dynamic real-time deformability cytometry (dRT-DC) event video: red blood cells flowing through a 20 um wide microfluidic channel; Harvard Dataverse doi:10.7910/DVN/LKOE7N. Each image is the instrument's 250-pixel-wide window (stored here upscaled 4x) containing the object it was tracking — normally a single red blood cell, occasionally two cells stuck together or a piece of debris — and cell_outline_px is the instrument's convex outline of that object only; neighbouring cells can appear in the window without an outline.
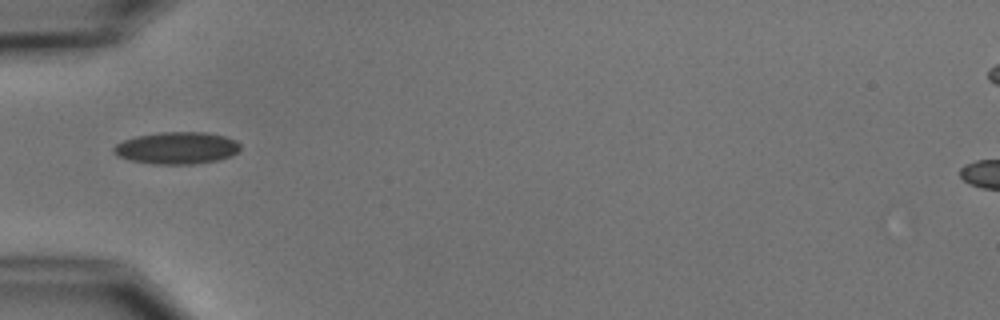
{"species": "common noctule bat (a hibernating species)", "species_latin": "Nyctalus noctula", "temperature_condition": "cold", "stored_images_in_passage": 8, "camera_frame_rate_fps": 3000, "um_per_image_px": 0.085, "animal": {"sex": "male", "body_mass_g": 15.6}, "frame": {"image": 1, "passage_image": 5, "time_ms": 5.667, "image_size_px": [1000, 320], "cell_outline_px": [[240, 148], [232, 156], [216, 160], [196, 164], [152, 164], [132, 160], [120, 156], [112, 152], [112, 148], [116, 144], [124, 140], [136, 136], [160, 132], [204, 132], [224, 136], [236, 140], [240, 144]], "centroid_in_image_um": [15.04, 12.57], "position_along_channel_um": 70.0, "area_um2": 23.58}}
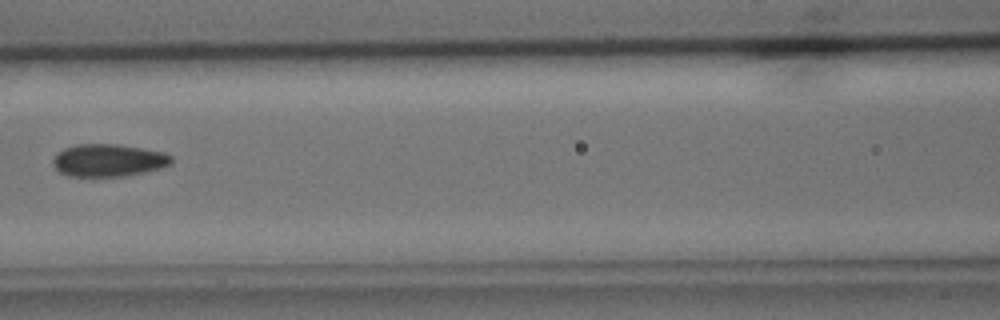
{"frame": {"image": 2, "passage_image": 7, "time_ms": 8.0, "image_size_px": [1000, 320], "cell_outline_px": [[172, 164], [160, 168], [144, 172], [124, 176], [68, 176], [60, 172], [52, 164], [52, 160], [56, 152], [64, 148], [76, 144], [116, 144], [164, 152], [172, 156]], "centroid_in_image_um": [9.19, 13.62], "position_along_channel_um": 157.4, "area_um2": 22.48}}
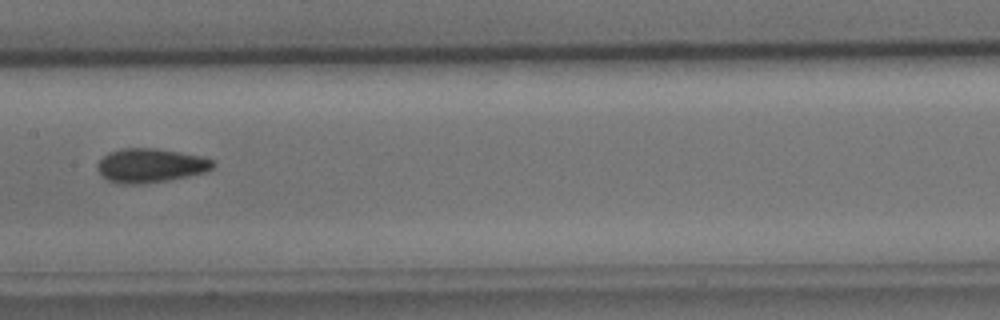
{"frame": {"image": 3, "passage_image": 8, "time_ms": 9.0, "image_size_px": [1000, 320], "cell_outline_px": [[216, 164], [212, 168], [204, 172], [164, 180], [140, 184], [120, 184], [108, 180], [96, 168], [96, 164], [108, 152], [120, 148], [156, 148], [180, 152], [200, 156], [212, 160]], "centroid_in_image_um": [12.75, 14.05], "position_along_channel_um": 194.7, "area_um2": 22.66}}